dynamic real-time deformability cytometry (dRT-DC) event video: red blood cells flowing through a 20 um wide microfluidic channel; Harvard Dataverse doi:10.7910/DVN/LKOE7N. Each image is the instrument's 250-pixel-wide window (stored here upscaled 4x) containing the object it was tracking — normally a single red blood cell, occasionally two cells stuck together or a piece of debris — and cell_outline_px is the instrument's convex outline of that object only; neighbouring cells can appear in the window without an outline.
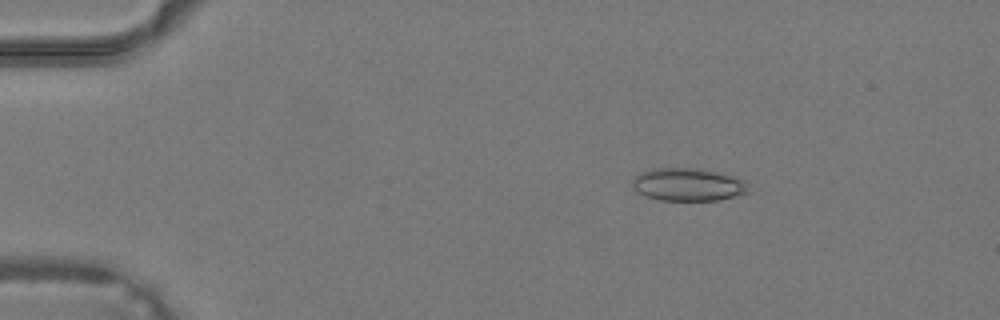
{"species": "common noctule bat (a hibernating species)", "species_latin": "Nyctalus noctula", "temperature_condition": "warm", "stored_images_in_passage": 40, "camera_frame_rate_fps": 3000, "um_per_image_px": 0.085, "animal": {"sex": "male", "body_mass_g": 19.2, "forearm_length_mm": 51.8}, "frame": {"image": 1, "passage_image": 7, "time_ms": 2.0, "image_size_px": [1000, 320], "cell_outline_px": [[752, 192], [720, 200], [660, 200], [644, 196], [636, 192], [632, 184], [632, 180], [640, 172], [652, 168], [700, 168], [720, 172], [736, 176], [744, 180], [748, 184]], "centroid_in_image_um": [58.53, 15.68], "position_along_channel_um": 26.5, "area_um2": 22.72}}
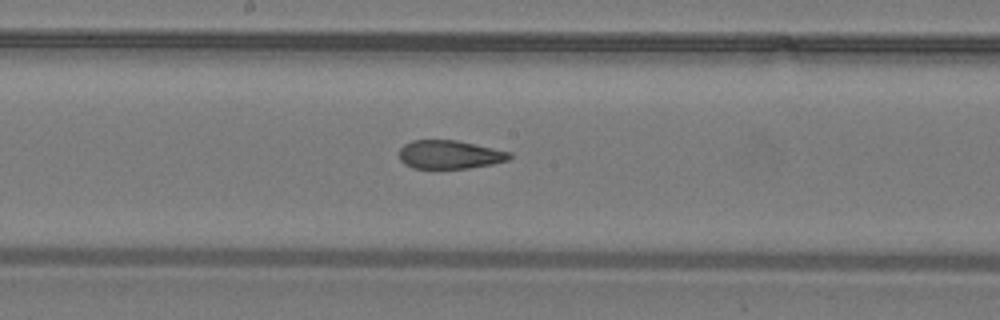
{"frame": {"image": 2, "passage_image": 22, "time_ms": 7.0, "image_size_px": [1000, 320], "cell_outline_px": [[512, 156], [508, 160], [492, 164], [468, 168], [412, 168], [404, 164], [400, 160], [400, 148], [404, 144], [412, 140], [456, 140], [476, 144], [512, 152]], "centroid_in_image_um": [38.23, 13.13], "position_along_channel_um": 210.0, "area_um2": 18.38}}
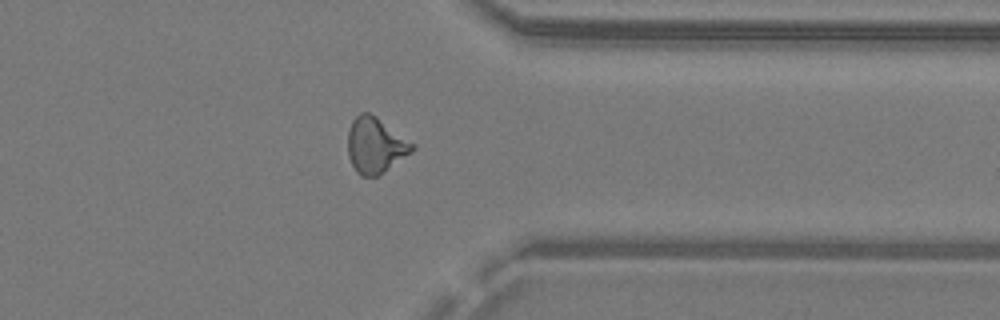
{"frame": {"image": 3, "passage_image": 32, "time_ms": 10.333, "image_size_px": [1000, 320], "cell_outline_px": [[416, 148], [412, 152], [376, 176], [360, 176], [356, 172], [348, 156], [348, 132], [352, 120], [360, 112], [368, 112], [376, 116], [416, 144]], "centroid_in_image_um": [31.91, 12.33], "position_along_channel_um": 379.5, "area_um2": 20.87}}